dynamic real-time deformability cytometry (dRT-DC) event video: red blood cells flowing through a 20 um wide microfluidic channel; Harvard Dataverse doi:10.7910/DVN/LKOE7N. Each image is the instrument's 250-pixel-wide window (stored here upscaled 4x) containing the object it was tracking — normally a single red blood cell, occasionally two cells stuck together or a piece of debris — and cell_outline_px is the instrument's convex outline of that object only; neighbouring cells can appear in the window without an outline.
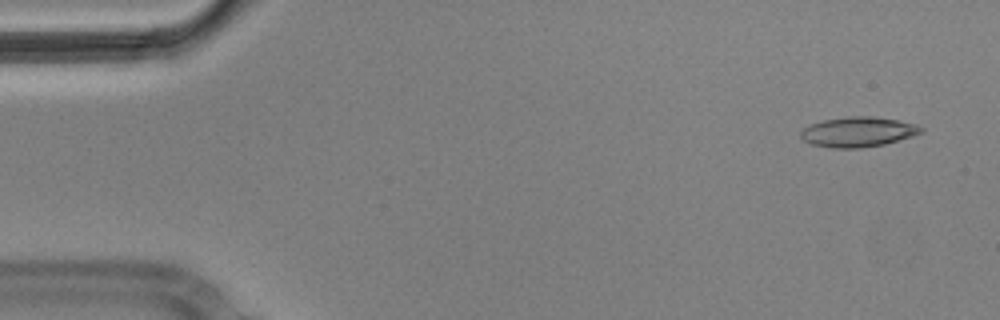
{"species": "Egyptian fruit bat (a non-hibernating species)", "species_latin": "Rousettus aegyptiacus", "temperature_condition": "cold", "stored_images_in_passage": 4, "camera_frame_rate_fps": 3000, "um_per_image_px": 0.085, "animal": {"sex": "male"}, "frame": {"image": 1, "passage_image": 1, "time_ms": 0.0, "image_size_px": [1000, 320], "cell_outline_px": [[924, 132], [912, 136], [884, 144], [860, 148], [832, 148], [812, 144], [804, 140], [800, 136], [800, 132], [804, 128], [812, 124], [824, 120], [848, 116], [872, 116], [896, 120], [916, 124], [924, 128]], "centroid_in_image_um": [72.95, 11.21], "position_along_channel_um": 12.1, "area_um2": 20.92}}
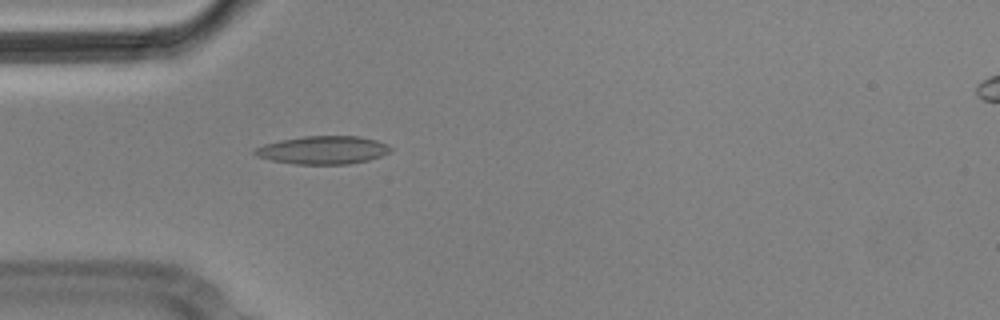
{"frame": {"image": 2, "passage_image": 4, "time_ms": 1.0, "image_size_px": [1000, 320], "cell_outline_px": [[392, 148], [388, 152], [380, 156], [368, 160], [348, 164], [292, 164], [272, 160], [256, 156], [252, 152], [256, 148], [264, 144], [280, 140], [304, 136], [360, 136], [376, 140], [388, 144]], "centroid_in_image_um": [27.44, 12.75], "position_along_channel_um": 57.6, "area_um2": 22.2}}